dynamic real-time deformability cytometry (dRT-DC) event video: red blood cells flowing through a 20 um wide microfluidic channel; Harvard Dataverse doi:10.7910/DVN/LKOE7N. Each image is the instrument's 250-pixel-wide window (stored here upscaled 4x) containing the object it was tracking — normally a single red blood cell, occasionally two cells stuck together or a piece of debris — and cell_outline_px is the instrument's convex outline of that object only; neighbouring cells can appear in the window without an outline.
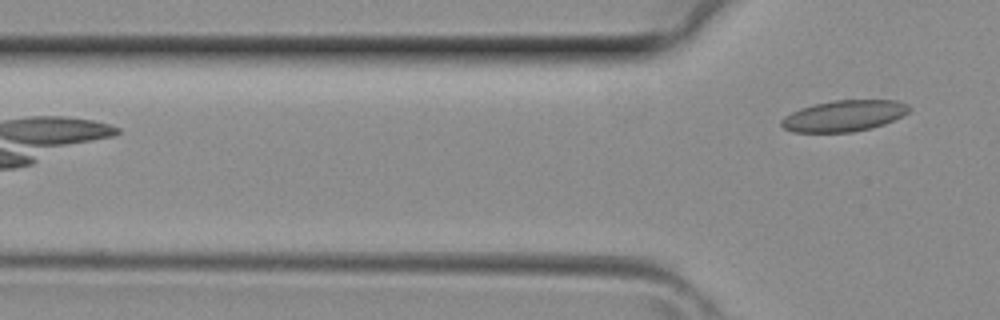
{"species": "common noctule bat (a hibernating species)", "species_latin": "Nyctalus noctula", "temperature_condition": "room temperature", "stored_images_in_passage": 5, "camera_frame_rate_fps": 3000, "um_per_image_px": 0.085, "animal": {"sex": "female", "body_mass_g": 29.2, "forearm_length_mm": 56.3}, "frame": {"image": 1, "passage_image": 5, "time_ms": 1.333, "image_size_px": [1000, 320], "cell_outline_px": [[912, 108], [908, 112], [884, 124], [872, 128], [852, 132], [792, 132], [784, 128], [780, 124], [780, 120], [784, 116], [800, 108], [816, 104], [836, 100], [896, 100], [908, 104]], "centroid_in_image_um": [71.73, 9.85], "position_along_channel_um": 54.1, "area_um2": 23.12}}